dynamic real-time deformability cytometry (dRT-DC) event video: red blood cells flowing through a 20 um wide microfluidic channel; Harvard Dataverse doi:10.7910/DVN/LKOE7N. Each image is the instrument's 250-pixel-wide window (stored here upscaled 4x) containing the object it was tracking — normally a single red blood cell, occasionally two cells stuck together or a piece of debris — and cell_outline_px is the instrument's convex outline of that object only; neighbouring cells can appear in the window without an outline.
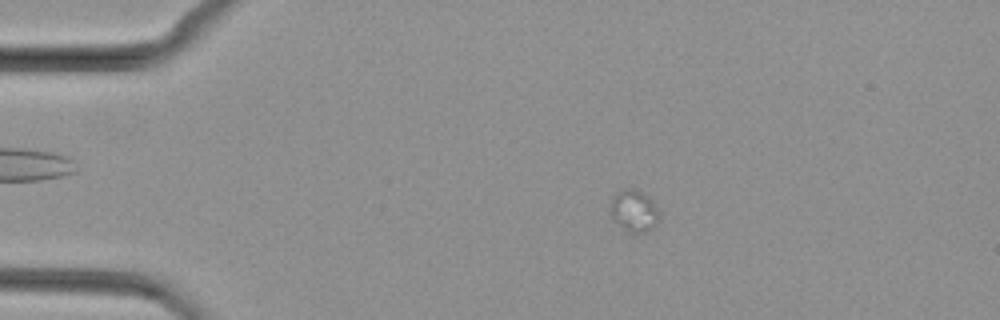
{"species": "common noctule bat (a hibernating species)", "species_latin": "Nyctalus noctula", "temperature_condition": "cold", "stored_images_in_passage": 19, "camera_frame_rate_fps": 3000, "um_per_image_px": 0.085, "animal": {"sex": "female", "body_mass_g": 29.2, "forearm_length_mm": 56.3}, "frame": {"image": 1, "passage_image": 11, "time_ms": 3.333, "image_size_px": [1000, 320], "cell_outline_px": [[660, 216], [656, 224], [644, 232], [632, 232], [612, 220], [612, 196], [616, 192], [624, 188], [632, 188], [648, 196], [652, 200]], "centroid_in_image_um": [53.89, 17.89], "position_along_channel_um": 31.1, "area_um2": 11.5}}